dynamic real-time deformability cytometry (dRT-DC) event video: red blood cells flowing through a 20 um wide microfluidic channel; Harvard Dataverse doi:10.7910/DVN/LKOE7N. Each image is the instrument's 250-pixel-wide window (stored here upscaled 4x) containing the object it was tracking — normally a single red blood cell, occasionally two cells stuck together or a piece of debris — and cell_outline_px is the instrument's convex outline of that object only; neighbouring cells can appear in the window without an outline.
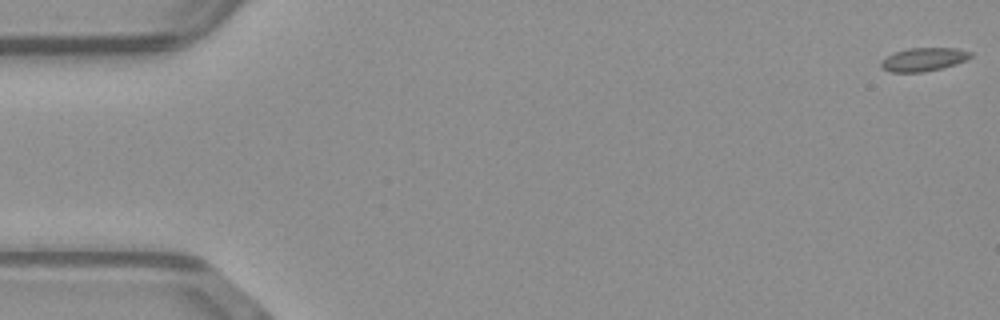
{"species": "common noctule bat (a hibernating species)", "species_latin": "Nyctalus noctula", "temperature_condition": "warm", "stored_images_in_passage": 51, "camera_frame_rate_fps": 3000, "um_per_image_px": 0.085, "animal": {"sex": "male", "body_mass_g": 23.1, "forearm_length_mm": 52.7}, "frame": {"image": 1, "passage_image": 1, "time_ms": 0.0, "image_size_px": [1000, 320], "cell_outline_px": [[972, 56], [968, 60], [956, 64], [924, 72], [892, 72], [880, 68], [880, 60], [892, 52], [908, 48], [956, 48], [972, 52]], "centroid_in_image_um": [78.48, 5.04], "position_along_channel_um": 6.5, "area_um2": 12.43}}
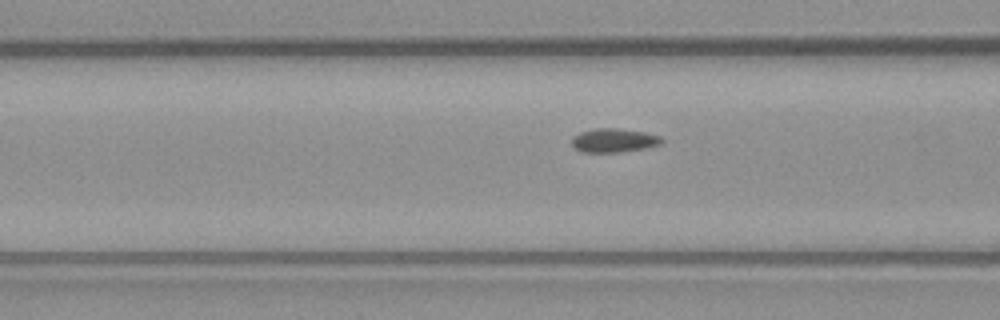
{"frame": {"image": 2, "passage_image": 20, "time_ms": 6.333, "image_size_px": [1000, 320], "cell_outline_px": [[664, 144], [644, 148], [620, 152], [584, 152], [576, 148], [572, 144], [572, 136], [580, 132], [592, 128], [616, 128], [644, 132], [660, 136], [664, 140]], "centroid_in_image_um": [52.2, 11.92], "position_along_channel_um": 114.4, "area_um2": 12.54}}
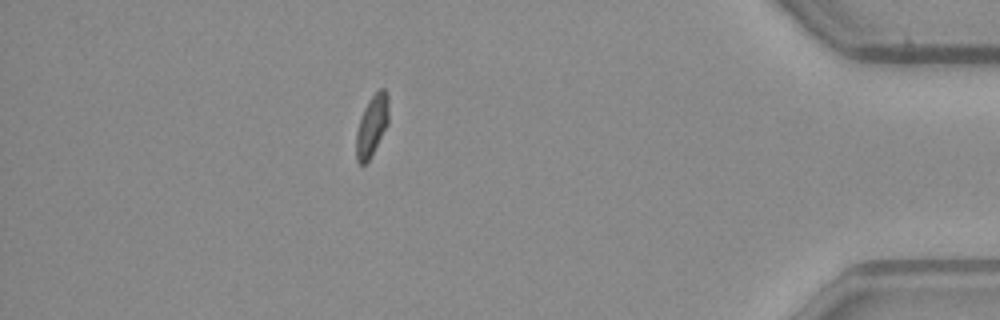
{"frame": {"image": 3, "passage_image": 45, "time_ms": 14.667, "image_size_px": [1000, 320], "cell_outline_px": [[388, 124], [372, 156], [364, 164], [360, 164], [356, 160], [356, 132], [360, 116], [368, 100], [380, 88], [384, 88], [388, 92]], "centroid_in_image_um": [31.61, 10.67], "position_along_channel_um": 403.6, "area_um2": 11.73}}